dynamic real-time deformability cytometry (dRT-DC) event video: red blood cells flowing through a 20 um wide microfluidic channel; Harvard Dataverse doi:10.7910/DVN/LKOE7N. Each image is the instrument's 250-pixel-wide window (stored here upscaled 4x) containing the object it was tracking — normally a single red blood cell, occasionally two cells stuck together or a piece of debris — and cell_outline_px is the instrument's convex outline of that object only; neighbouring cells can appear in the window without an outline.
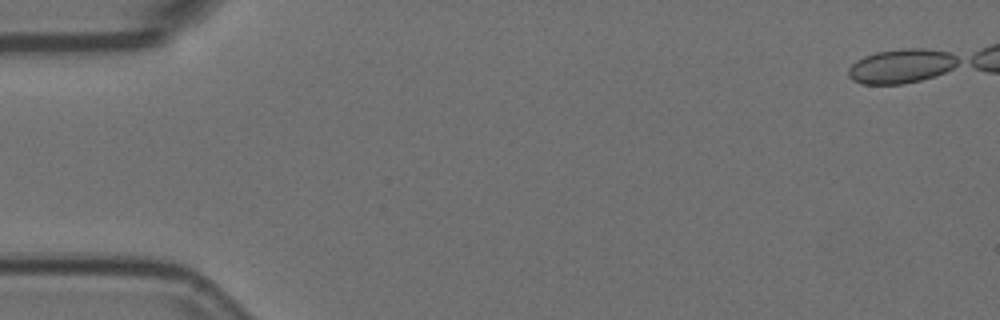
{"species": "Egyptian fruit bat (a non-hibernating species)", "species_latin": "Rousettus aegyptiacus", "temperature_condition": "room temperature", "stored_images_in_passage": 48, "camera_frame_rate_fps": 3000, "um_per_image_px": 0.085, "animal": {"sex": "female"}, "frame": {"image": 1, "passage_image": 1, "time_ms": 0.0, "image_size_px": [1000, 320], "cell_outline_px": [[960, 60], [956, 64], [932, 76], [916, 80], [896, 84], [868, 84], [856, 80], [852, 76], [852, 68], [860, 60], [868, 56], [880, 52], [944, 52]], "centroid_in_image_um": [76.59, 5.68], "position_along_channel_um": 8.4, "area_um2": 18.9}}
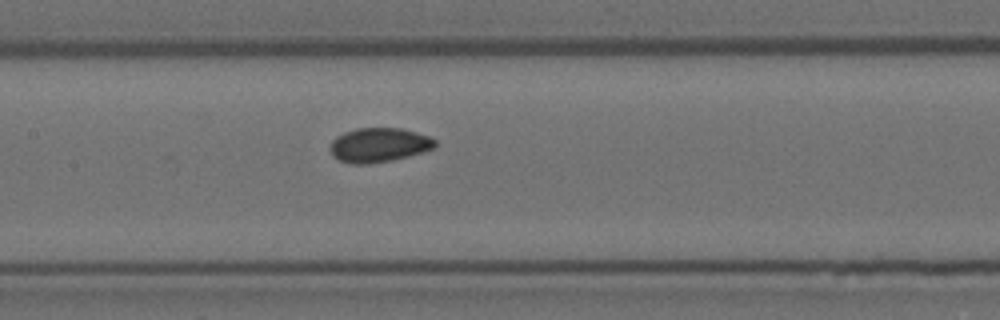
{"frame": {"image": 2, "passage_image": 26, "time_ms": 8.333, "image_size_px": [1000, 320], "cell_outline_px": [[436, 144], [428, 148], [416, 152], [384, 160], [344, 160], [336, 156], [332, 152], [332, 144], [340, 136], [348, 132], [364, 128], [392, 128], [412, 132], [424, 136], [432, 140]], "centroid_in_image_um": [32.2, 12.25], "position_along_channel_um": 175.2, "area_um2": 18.09}}
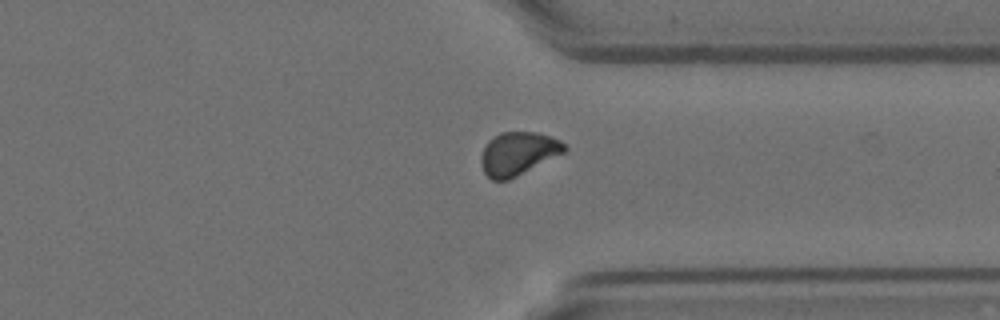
{"frame": {"image": 3, "passage_image": 42, "time_ms": 13.667, "image_size_px": [1000, 320], "cell_outline_px": [[564, 148], [560, 152], [504, 180], [496, 180], [488, 176], [484, 172], [484, 148], [496, 136], [504, 132], [528, 132], [544, 136], [556, 140], [564, 144]], "centroid_in_image_um": [43.97, 13.02], "position_along_channel_um": 367.4, "area_um2": 18.61}, "authors_computed_cell_mechanics": {"area_um2": 18.6116, "velocity_mm_per_s": 3.638, "shape_relaxation_time_tau1_ms": 10.0205, "shape_relaxation_time_tau2_ms": 1.3289, "deformation_change_tau1": 0.1216, "deformation_change_tau2": 0.0475}}